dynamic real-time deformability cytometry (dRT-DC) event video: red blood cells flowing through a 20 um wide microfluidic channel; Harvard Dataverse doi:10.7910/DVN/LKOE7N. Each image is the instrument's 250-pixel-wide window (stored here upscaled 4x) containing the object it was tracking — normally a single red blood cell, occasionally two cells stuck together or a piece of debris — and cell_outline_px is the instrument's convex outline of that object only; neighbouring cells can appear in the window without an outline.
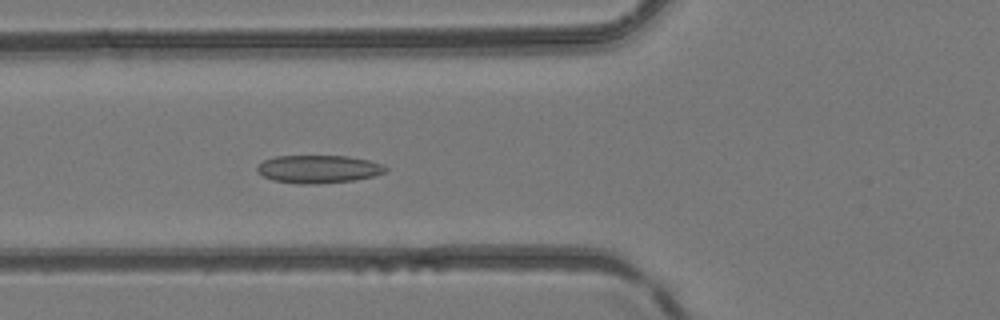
{"species": "common noctule bat (a hibernating species)", "species_latin": "Nyctalus noctula", "temperature_condition": "room temperature", "stored_images_in_passage": 20, "camera_frame_rate_fps": 3000, "um_per_image_px": 0.085, "animal": {"sex": "female", "body_mass_g": 24.6, "forearm_length_mm": 56.2}, "frame": {"image": 1, "passage_image": 11, "time_ms": 3.333, "image_size_px": [1000, 320], "cell_outline_px": [[388, 168], [384, 172], [372, 176], [352, 180], [316, 184], [296, 184], [272, 180], [256, 172], [256, 168], [264, 160], [276, 156], [348, 156], [368, 160], [384, 164]], "centroid_in_image_um": [27.04, 14.37], "position_along_channel_um": 98.8, "area_um2": 20.87}}
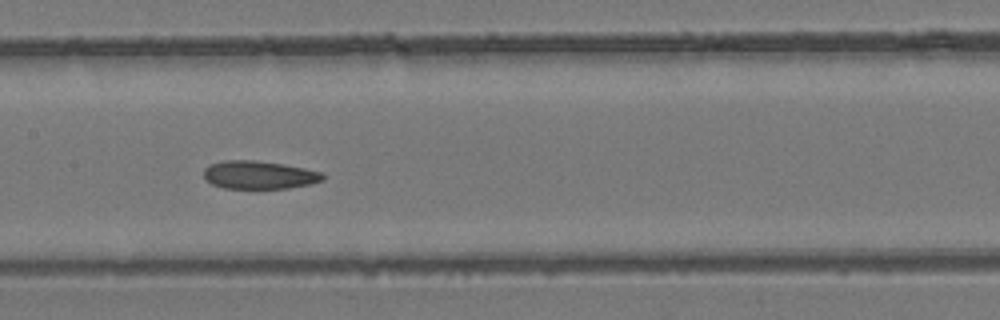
{"frame": {"image": 2, "passage_image": 17, "time_ms": 5.333, "image_size_px": [1000, 320], "cell_outline_px": [[324, 180], [308, 184], [288, 188], [224, 188], [212, 184], [204, 180], [204, 168], [208, 164], [224, 160], [252, 160], [284, 164], [324, 172]], "centroid_in_image_um": [22.0, 14.86], "position_along_channel_um": 185.4, "area_um2": 19.59}}
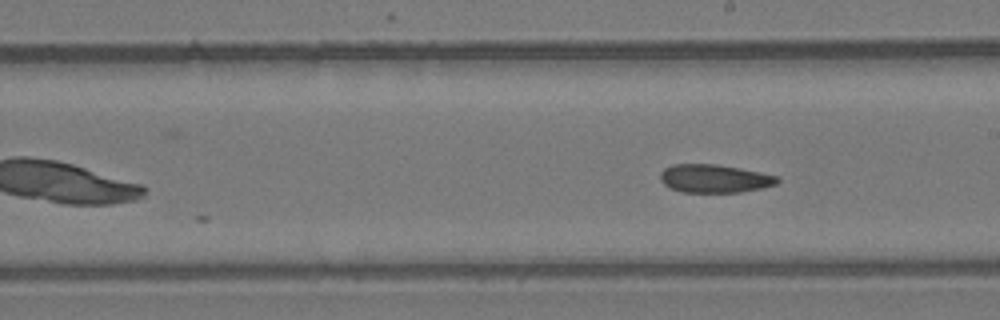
{"frame": {"image": 3, "passage_image": 20, "time_ms": 6.333, "image_size_px": [1000, 320], "cell_outline_px": [[780, 180], [776, 184], [760, 188], [740, 192], [684, 192], [672, 188], [664, 184], [660, 180], [660, 172], [664, 168], [672, 164], [716, 164], [760, 172], [780, 176]], "centroid_in_image_um": [60.73, 15.17], "position_along_channel_um": 228.3, "area_um2": 19.19}}